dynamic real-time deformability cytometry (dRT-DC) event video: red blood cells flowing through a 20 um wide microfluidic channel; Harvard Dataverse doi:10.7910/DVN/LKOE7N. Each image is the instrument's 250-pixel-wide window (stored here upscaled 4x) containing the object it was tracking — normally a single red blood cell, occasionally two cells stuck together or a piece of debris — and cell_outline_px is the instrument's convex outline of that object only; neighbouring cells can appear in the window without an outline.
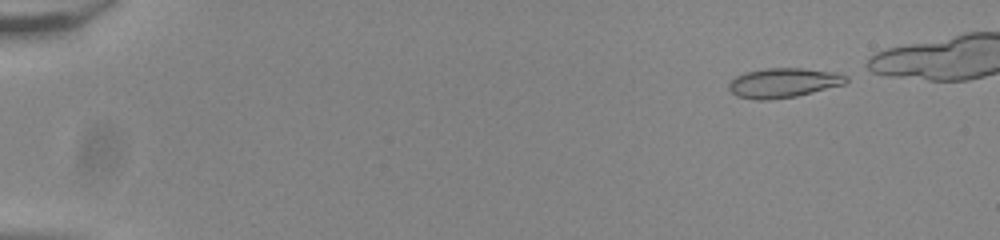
{"species": "common noctule bat (a hibernating species)", "species_latin": "Nyctalus noctula", "temperature_condition": "room temperature", "stored_images_in_passage": 45, "camera_frame_rate_fps": 3000, "um_per_image_px": 0.085, "animal": {"sex": "male", "body_mass_g": 20.0, "forearm_length_mm": 53.3}, "frame": {"image": 1, "passage_image": 2, "time_ms": 0.333, "image_size_px": [1000, 240], "cell_outline_px": [[848, 80], [844, 84], [796, 96], [768, 100], [756, 100], [736, 96], [728, 88], [728, 84], [736, 76], [748, 72], [764, 68], [804, 68], [836, 72], [848, 76]], "centroid_in_image_um": [66.59, 7.04], "position_along_channel_um": 18.4, "area_um2": 20.17}}
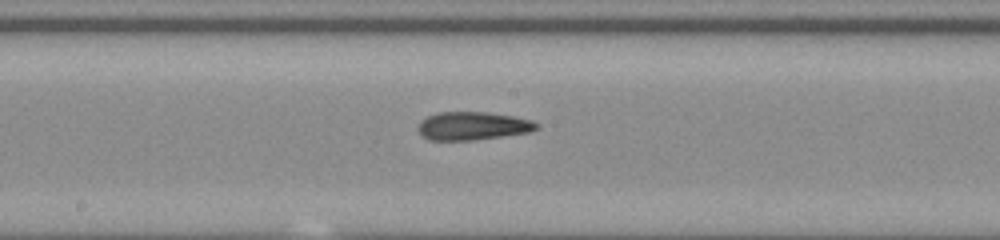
{"frame": {"image": 2, "passage_image": 27, "time_ms": 8.667, "image_size_px": [1000, 240], "cell_outline_px": [[540, 128], [528, 132], [472, 140], [428, 140], [420, 136], [416, 128], [420, 120], [436, 112], [488, 112], [512, 116], [532, 120], [540, 124]], "centroid_in_image_um": [40.13, 10.7], "position_along_channel_um": 208.1, "area_um2": 19.65}}
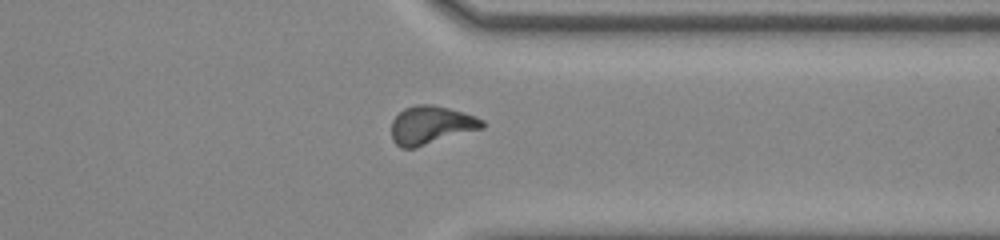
{"frame": {"image": 3, "passage_image": 40, "time_ms": 13.0, "image_size_px": [1000, 240], "cell_outline_px": [[484, 128], [416, 148], [400, 148], [392, 140], [392, 120], [404, 108], [416, 104], [432, 104], [448, 108], [476, 116], [484, 120]], "centroid_in_image_um": [36.64, 10.64], "position_along_channel_um": 374.8, "area_um2": 20.4}}